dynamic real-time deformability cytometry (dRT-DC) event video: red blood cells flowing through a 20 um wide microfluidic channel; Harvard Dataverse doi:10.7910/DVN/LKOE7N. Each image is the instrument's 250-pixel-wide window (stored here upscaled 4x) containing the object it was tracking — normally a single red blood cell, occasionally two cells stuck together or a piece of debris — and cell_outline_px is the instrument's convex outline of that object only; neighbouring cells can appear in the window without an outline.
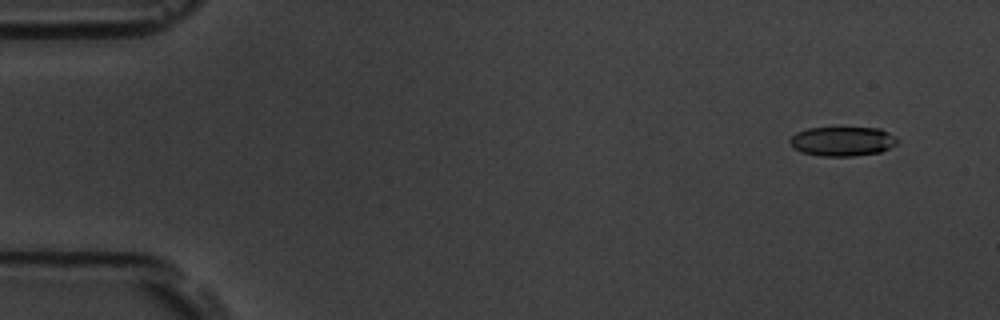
{"species": "common noctule bat (a hibernating species)", "species_latin": "Nyctalus noctula", "temperature_condition": "room temperature", "stored_images_in_passage": 58, "camera_frame_rate_fps": 3000, "um_per_image_px": 0.085, "animal": {"sex": "male", "body_mass_g": 19.5, "forearm_length_mm": 54.6}, "frame": {"image": 1, "passage_image": 4, "time_ms": 1.0, "image_size_px": [1000, 320], "cell_outline_px": [[900, 140], [896, 144], [880, 152], [852, 156], [820, 156], [800, 152], [792, 148], [788, 140], [796, 132], [808, 128], [880, 128], [896, 136]], "centroid_in_image_um": [71.59, 12.01], "position_along_channel_um": 13.4, "area_um2": 18.55}}
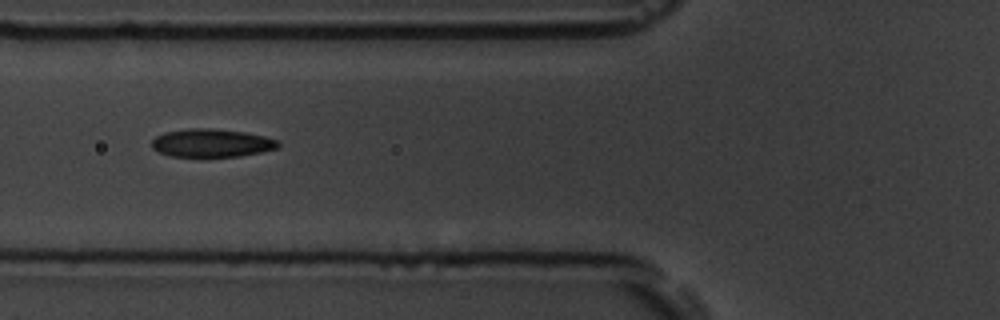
{"frame": {"image": 2, "passage_image": 22, "time_ms": 7.0, "image_size_px": [1000, 320], "cell_outline_px": [[280, 144], [276, 148], [260, 152], [240, 156], [172, 156], [160, 152], [152, 148], [152, 140], [156, 136], [164, 132], [188, 128], [212, 128], [244, 132], [264, 136], [280, 140]], "centroid_in_image_um": [17.99, 12.14], "position_along_channel_um": 107.8, "area_um2": 20.63}}
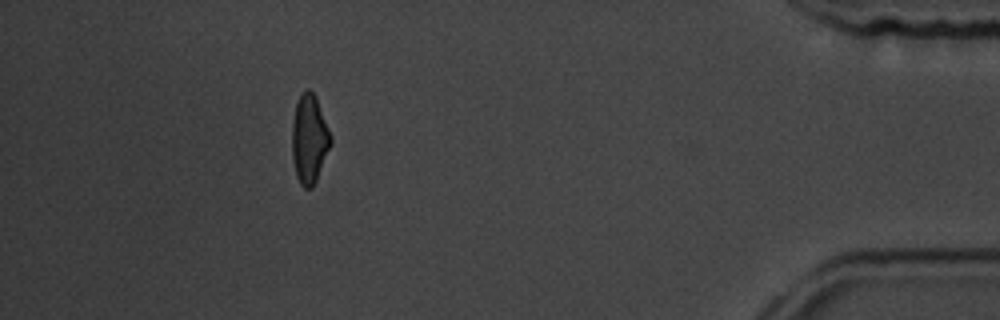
{"frame": {"image": 3, "passage_image": 52, "time_ms": 17.0, "image_size_px": [1000, 320], "cell_outline_px": [[332, 144], [316, 180], [312, 188], [304, 188], [300, 184], [296, 176], [292, 156], [292, 124], [296, 104], [304, 88], [308, 88], [316, 96], [332, 136]], "centroid_in_image_um": [26.3, 11.81], "position_along_channel_um": 408.9, "area_um2": 20.17}, "authors_computed_cell_mechanics": {"area_um2": 20.4034, "velocity_mm_per_s": 3.565, "shape_relaxation_time_tau1_ms": 2.8519, "shape_relaxation_time_tau2_ms": 1.6525, "deformation_change_tau1": 0.1465, "deformation_change_tau2": 0.0829}}